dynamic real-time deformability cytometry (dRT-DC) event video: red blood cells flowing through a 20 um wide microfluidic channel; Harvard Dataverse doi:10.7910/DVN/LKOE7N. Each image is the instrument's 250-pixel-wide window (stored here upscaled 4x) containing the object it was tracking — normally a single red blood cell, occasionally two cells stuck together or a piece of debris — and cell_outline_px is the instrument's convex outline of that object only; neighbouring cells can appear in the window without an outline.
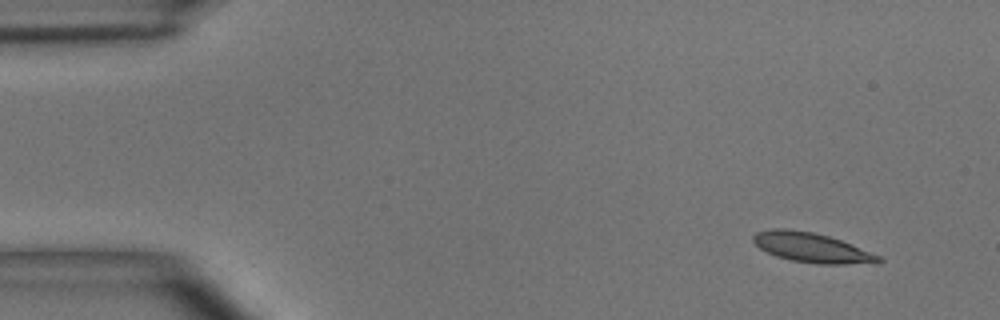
{"species": "common noctule bat (a hibernating species)", "species_latin": "Nyctalus noctula", "temperature_condition": "room temperature", "stored_images_in_passage": 5, "segment_of_instrument_passage": [1, 2], "camera_frame_rate_fps": 3000, "um_per_image_px": 0.085, "animal": {"sex": "male", "body_mass_g": 15.6}, "frame": {"image": 1, "passage_image": 1, "time_ms": 0.0, "image_size_px": [1000, 320], "cell_outline_px": [[884, 260], [876, 264], [816, 264], [792, 260], [776, 256], [760, 248], [752, 240], [752, 236], [756, 232], [772, 228], [784, 228], [812, 232], [828, 236], [840, 240], [880, 256]], "centroid_in_image_um": [69.0, 21.06], "position_along_channel_um": 16.0, "area_um2": 21.62}}
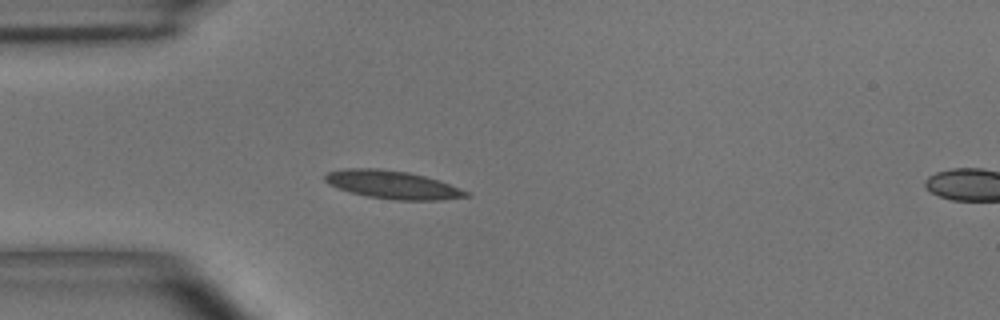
{"frame": {"image": 2, "passage_image": 4, "time_ms": 3.333, "image_size_px": [1000, 320], "cell_outline_px": [[472, 196], [440, 200], [392, 200], [368, 196], [336, 188], [328, 184], [324, 180], [324, 176], [328, 172], [348, 168], [376, 168], [408, 172], [440, 180], [468, 192]], "centroid_in_image_um": [33.36, 15.7], "position_along_channel_um": 51.6, "area_um2": 23.06}}